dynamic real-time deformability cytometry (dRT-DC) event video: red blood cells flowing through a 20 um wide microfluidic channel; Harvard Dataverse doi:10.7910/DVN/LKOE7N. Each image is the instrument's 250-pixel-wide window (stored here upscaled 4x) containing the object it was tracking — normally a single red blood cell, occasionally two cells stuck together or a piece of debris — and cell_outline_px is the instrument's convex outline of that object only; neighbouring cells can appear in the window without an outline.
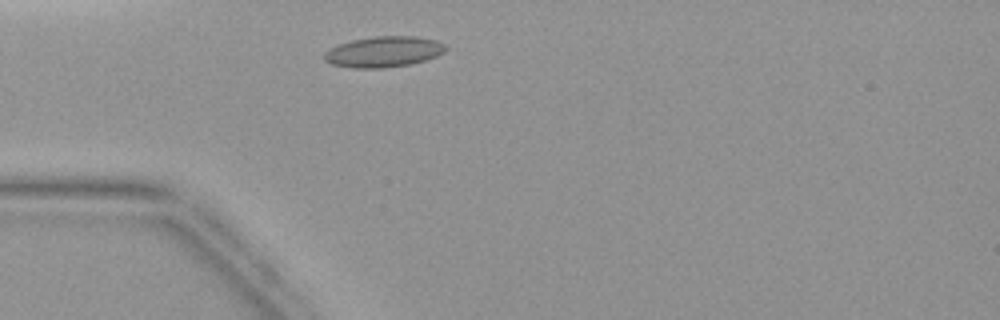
{"species": "common noctule bat (a hibernating species)", "species_latin": "Nyctalus noctula", "temperature_condition": "warm", "stored_images_in_passage": 31, "camera_frame_rate_fps": 3000, "um_per_image_px": 0.085, "animal": {"sex": "female", "body_mass_g": 19.9}, "frame": {"image": 1, "passage_image": 5, "time_ms": 1.333, "image_size_px": [1000, 320], "cell_outline_px": [[448, 48], [444, 52], [428, 60], [412, 64], [384, 68], [352, 68], [332, 64], [324, 60], [324, 52], [328, 48], [352, 40], [372, 36], [416, 36], [436, 40], [444, 44]], "centroid_in_image_um": [32.62, 4.4], "position_along_channel_um": 52.4, "area_um2": 22.02}}
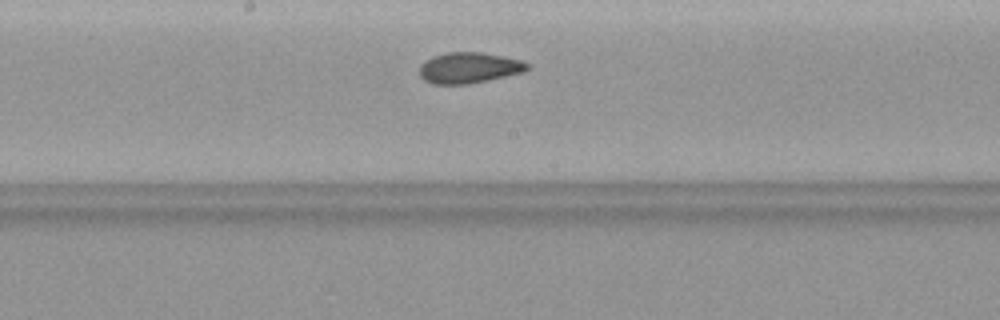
{"frame": {"image": 2, "passage_image": 16, "time_ms": 5.0, "image_size_px": [1000, 320], "cell_outline_px": [[532, 68], [524, 72], [488, 80], [468, 84], [432, 84], [424, 80], [420, 76], [420, 64], [432, 56], [448, 52], [480, 52], [520, 60], [532, 64]], "centroid_in_image_um": [39.88, 5.77], "position_along_channel_um": 208.3, "area_um2": 19.48}}
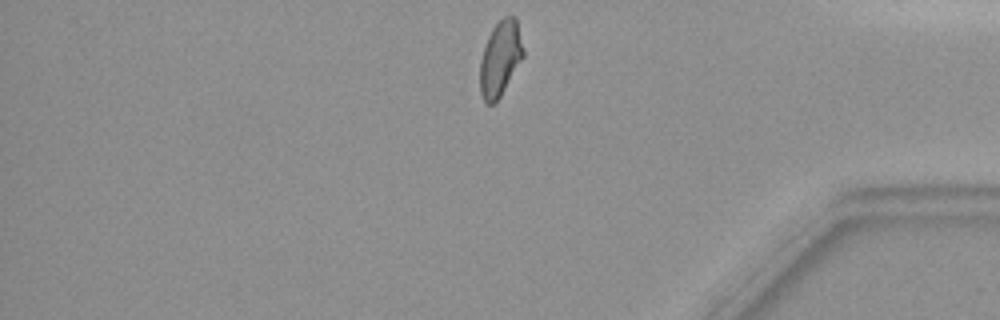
{"frame": {"image": 3, "passage_image": 30, "time_ms": 9.667, "image_size_px": [1000, 320], "cell_outline_px": [[524, 56], [500, 96], [492, 104], [488, 104], [484, 100], [480, 92], [480, 60], [488, 36], [492, 28], [504, 16], [516, 16], [524, 48]], "centroid_in_image_um": [42.53, 4.93], "position_along_channel_um": 392.7, "area_um2": 18.84}}